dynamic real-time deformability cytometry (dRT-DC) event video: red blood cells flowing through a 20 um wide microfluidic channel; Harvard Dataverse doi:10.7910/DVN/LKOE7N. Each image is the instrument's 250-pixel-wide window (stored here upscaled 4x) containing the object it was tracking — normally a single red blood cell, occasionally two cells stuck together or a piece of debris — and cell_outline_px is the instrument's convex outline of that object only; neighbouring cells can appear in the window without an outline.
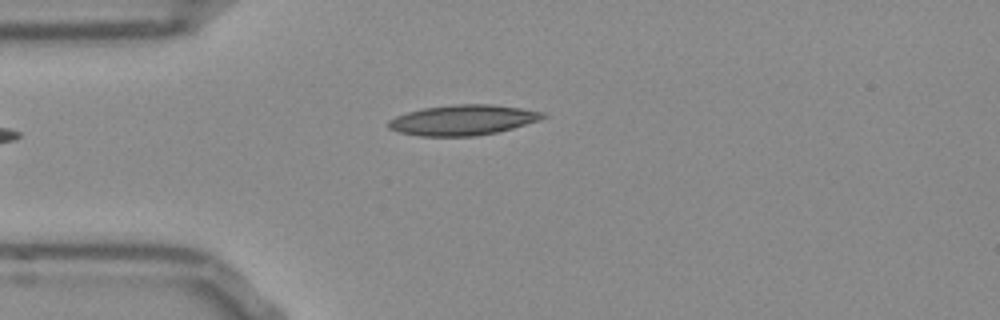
{"species": "Egyptian fruit bat (a non-hibernating species)", "species_latin": "Rousettus aegyptiacus", "temperature_condition": "room temperature", "stored_images_in_passage": 36, "camera_frame_rate_fps": 3000, "um_per_image_px": 0.085, "frame": {"image": 1, "passage_image": 1, "time_ms": 0.0, "image_size_px": [1000, 320], "cell_outline_px": [[548, 116], [540, 120], [512, 128], [496, 132], [476, 136], [420, 136], [400, 132], [388, 128], [388, 120], [396, 116], [408, 112], [424, 108], [456, 104], [492, 104], [520, 108], [544, 112]], "centroid_in_image_um": [39.36, 10.2], "position_along_channel_um": 45.6, "area_um2": 27.17}}
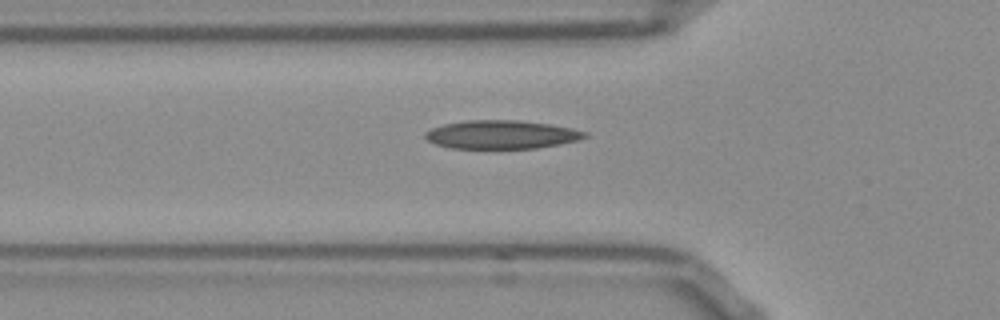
{"frame": {"image": 2, "passage_image": 5, "time_ms": 1.333, "image_size_px": [1000, 320], "cell_outline_px": [[588, 136], [576, 140], [560, 144], [536, 148], [452, 148], [436, 144], [428, 140], [424, 136], [424, 132], [432, 128], [444, 124], [464, 120], [520, 120], [548, 124], [572, 128], [588, 132]], "centroid_in_image_um": [42.62, 11.43], "position_along_channel_um": 83.2, "area_um2": 26.41}}
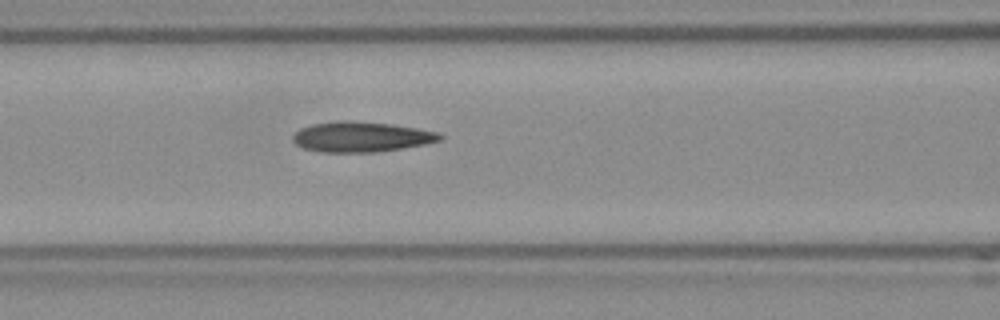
{"frame": {"image": 3, "passage_image": 9, "time_ms": 2.667, "image_size_px": [1000, 320], "cell_outline_px": [[444, 136], [440, 140], [424, 144], [376, 152], [324, 152], [304, 148], [296, 144], [292, 140], [292, 136], [300, 128], [312, 124], [340, 120], [352, 120], [392, 124], [440, 132]], "centroid_in_image_um": [30.7, 11.62], "position_along_channel_um": 135.9, "area_um2": 25.89}, "authors_computed_cell_mechanics": {"area_um2": 25.2875, "velocity_mm_per_s": 3.8676, "shape_relaxation_time_tau1_ms": null, "shape_relaxation_time_tau2_ms": 6.4424, "deformation_change_tau1": null, "deformation_change_tau2": 0.1673}}